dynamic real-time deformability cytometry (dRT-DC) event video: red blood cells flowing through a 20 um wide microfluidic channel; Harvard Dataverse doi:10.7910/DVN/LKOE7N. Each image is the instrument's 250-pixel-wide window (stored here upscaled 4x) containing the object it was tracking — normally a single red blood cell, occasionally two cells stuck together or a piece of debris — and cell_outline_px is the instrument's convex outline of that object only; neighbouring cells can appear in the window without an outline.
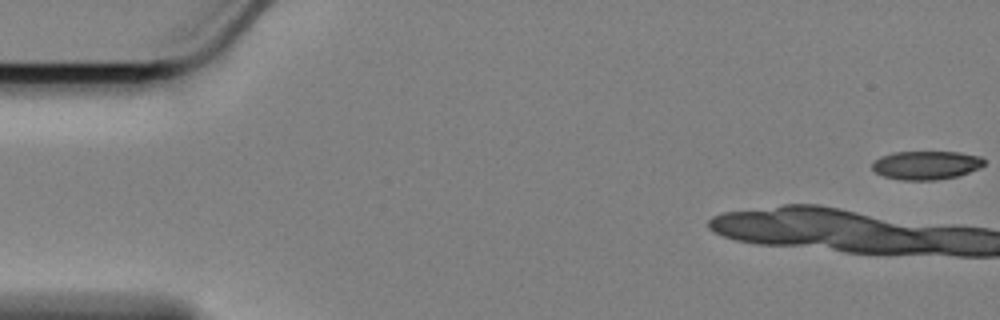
{"species": "Egyptian fruit bat (a non-hibernating species)", "species_latin": "Rousettus aegyptiacus", "temperature_condition": "cold", "stored_images_in_passage": 12, "camera_frame_rate_fps": 3000, "um_per_image_px": 0.085, "animal": {"sex": "female"}, "frame": {"image": 1, "passage_image": 1, "time_ms": 0.0, "image_size_px": [1000, 320], "cell_outline_px": [[984, 164], [980, 168], [956, 176], [936, 180], [900, 180], [884, 176], [876, 172], [872, 168], [872, 164], [880, 156], [896, 152], [960, 152], [980, 156], [984, 160]], "centroid_in_image_um": [78.73, 14.04], "position_along_channel_um": 6.3, "area_um2": 18.55}}